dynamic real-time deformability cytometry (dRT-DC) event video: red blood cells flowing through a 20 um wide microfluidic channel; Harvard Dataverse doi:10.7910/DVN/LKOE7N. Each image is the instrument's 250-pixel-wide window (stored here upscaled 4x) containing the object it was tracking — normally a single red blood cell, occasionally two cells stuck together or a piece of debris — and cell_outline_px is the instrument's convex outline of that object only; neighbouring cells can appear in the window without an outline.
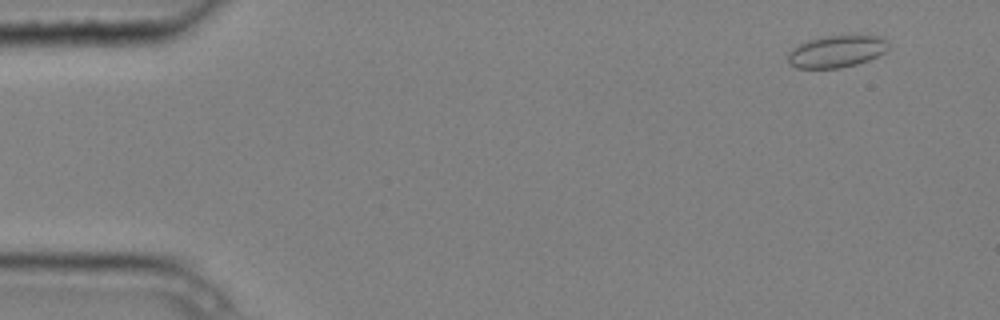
{"species": "common noctule bat (a hibernating species)", "species_latin": "Nyctalus noctula", "temperature_condition": "cold", "stored_images_in_passage": 9, "camera_frame_rate_fps": 3000, "um_per_image_px": 0.085, "animal": {"sex": "male", "body_mass_g": 20.4}, "frame": {"image": 1, "passage_image": 1, "time_ms": 0.0, "image_size_px": [1000, 320], "cell_outline_px": [[888, 48], [884, 52], [868, 60], [856, 64], [840, 68], [796, 68], [788, 60], [788, 52], [792, 48], [808, 40], [820, 36], [844, 32], [884, 36], [888, 40]], "centroid_in_image_um": [71.16, 4.3], "position_along_channel_um": 13.8, "area_um2": 19.59}}
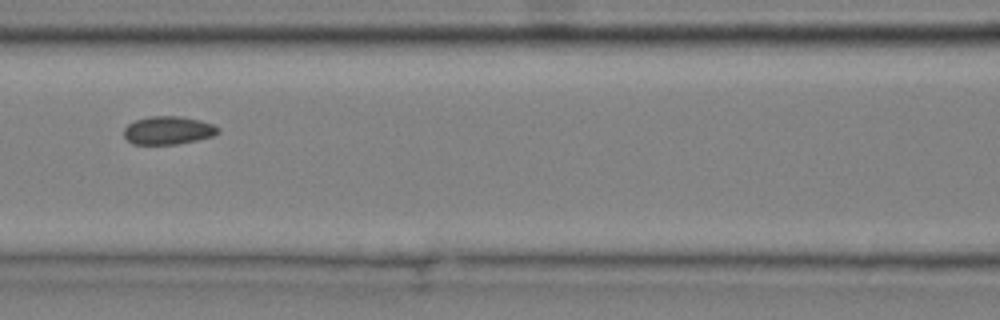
{"frame": {"image": 2, "passage_image": 6, "time_ms": 1.667, "image_size_px": [1000, 320], "cell_outline_px": [[220, 132], [212, 136], [196, 140], [176, 144], [132, 144], [124, 136], [124, 128], [128, 124], [136, 120], [148, 116], [180, 116], [200, 120], [212, 124], [220, 128]], "centroid_in_image_um": [14.29, 11.07], "position_along_channel_um": 152.3, "area_um2": 15.43}}
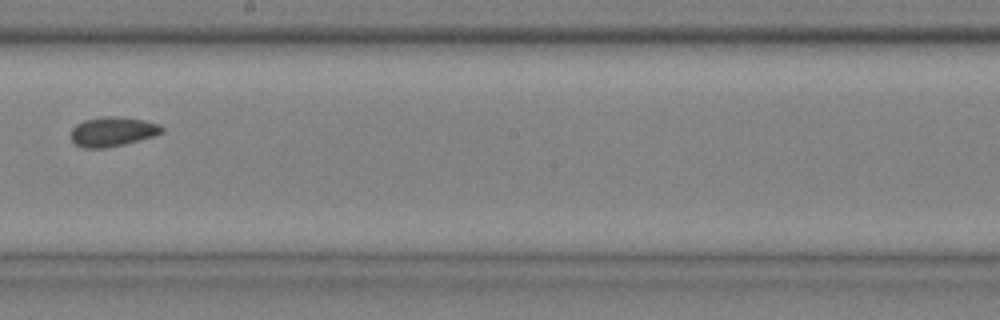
{"frame": {"image": 3, "passage_image": 8, "time_ms": 2.333, "image_size_px": [1000, 320], "cell_outline_px": [[164, 132], [152, 136], [124, 144], [104, 148], [80, 148], [72, 140], [72, 128], [76, 124], [84, 120], [104, 116], [116, 116], [144, 120], [160, 124], [164, 128]], "centroid_in_image_um": [9.57, 11.18], "position_along_channel_um": 238.6, "area_um2": 15.61}}